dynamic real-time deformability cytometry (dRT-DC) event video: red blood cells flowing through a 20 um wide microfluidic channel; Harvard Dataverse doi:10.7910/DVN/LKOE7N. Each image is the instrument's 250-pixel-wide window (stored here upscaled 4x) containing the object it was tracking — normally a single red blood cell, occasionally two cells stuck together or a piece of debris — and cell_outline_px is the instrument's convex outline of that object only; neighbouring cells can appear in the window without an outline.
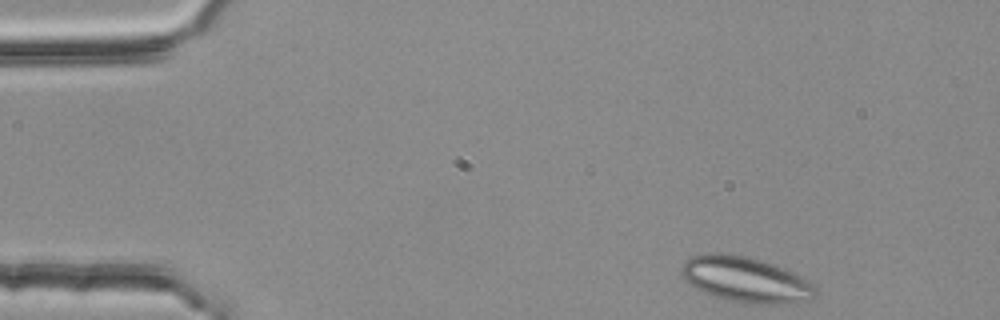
{"species": "common noctule bat (a hibernating species)", "species_latin": "Nyctalus noctula", "temperature_condition": "room temperature", "stored_images_in_passage": 45, "camera_frame_rate_fps": 3000, "um_per_image_px": 0.085, "animal": {"sex": "female", "body_mass_g": 25.1}, "frame": {"image": 1, "passage_image": 1, "time_ms": 0.0, "image_size_px": [1000, 320], "cell_outline_px": [[816, 296], [812, 300], [780, 304], [744, 304], [712, 296], [696, 288], [684, 280], [680, 272], [680, 268], [684, 260], [692, 256], [704, 252], [720, 252], [748, 256], [784, 268], [808, 280], [816, 288]], "centroid_in_image_um": [63.34, 23.76], "position_along_channel_um": 21.7, "area_um2": 36.07}}
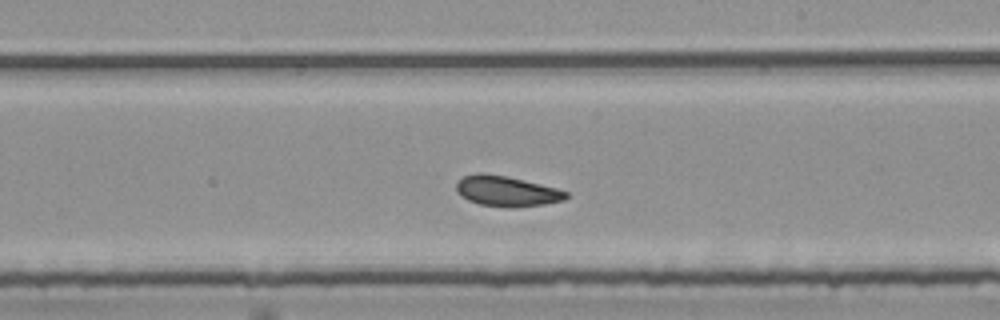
{"frame": {"image": 2, "passage_image": 26, "time_ms": 8.333, "image_size_px": [1000, 320], "cell_outline_px": [[568, 196], [564, 200], [544, 204], [512, 208], [508, 208], [480, 204], [468, 200], [460, 196], [456, 192], [456, 184], [464, 176], [476, 172], [484, 172], [508, 176], [556, 188], [568, 192]], "centroid_in_image_um": [43.03, 16.24], "position_along_channel_um": 246.0, "area_um2": 19.59}}
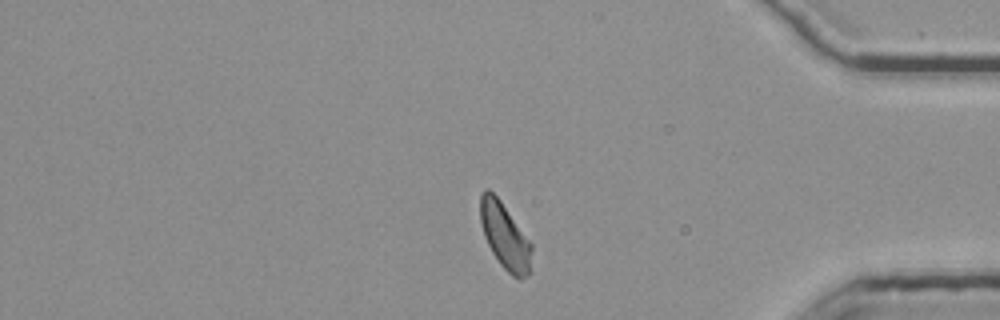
{"frame": {"image": 3, "passage_image": 40, "time_ms": 13.0, "image_size_px": [1000, 320], "cell_outline_px": [[532, 248], [528, 276], [520, 280], [512, 276], [500, 264], [492, 252], [484, 236], [480, 220], [480, 196], [484, 188], [488, 188], [500, 200], [532, 244]], "centroid_in_image_um": [42.9, 20.07], "position_along_channel_um": 392.3, "area_um2": 19.59}, "authors_computed_cell_mechanics": {"area_um2": 19.7098, "velocity_mm_per_s": 3.7341, "shape_relaxation_time_tau1_ms": 4.1743, "shape_relaxation_time_tau2_ms": 0.8577, "deformation_change_tau1": 0.0774, "deformation_change_tau2": 0.0698}}